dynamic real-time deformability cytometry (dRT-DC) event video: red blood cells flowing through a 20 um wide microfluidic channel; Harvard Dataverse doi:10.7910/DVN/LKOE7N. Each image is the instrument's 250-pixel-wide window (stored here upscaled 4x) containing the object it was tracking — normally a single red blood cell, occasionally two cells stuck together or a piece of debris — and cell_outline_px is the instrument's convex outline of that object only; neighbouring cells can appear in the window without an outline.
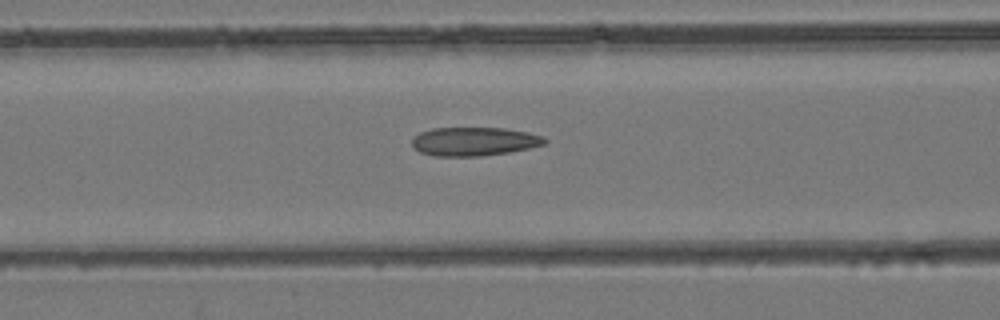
{"species": "common noctule bat (a hibernating species)", "species_latin": "Nyctalus noctula", "temperature_condition": "room temperature", "stored_images_in_passage": 48, "camera_frame_rate_fps": 3000, "um_per_image_px": 0.085, "animal": {"sex": "female", "body_mass_g": 24.6, "forearm_length_mm": 56.2}, "frame": {"image": 1, "passage_image": 20, "time_ms": 6.333, "image_size_px": [1000, 320], "cell_outline_px": [[548, 140], [544, 144], [528, 148], [508, 152], [480, 156], [436, 156], [420, 152], [412, 144], [412, 140], [420, 132], [432, 128], [504, 128], [528, 132], [544, 136]], "centroid_in_image_um": [40.32, 12.02], "position_along_channel_um": 126.3, "area_um2": 22.02}}
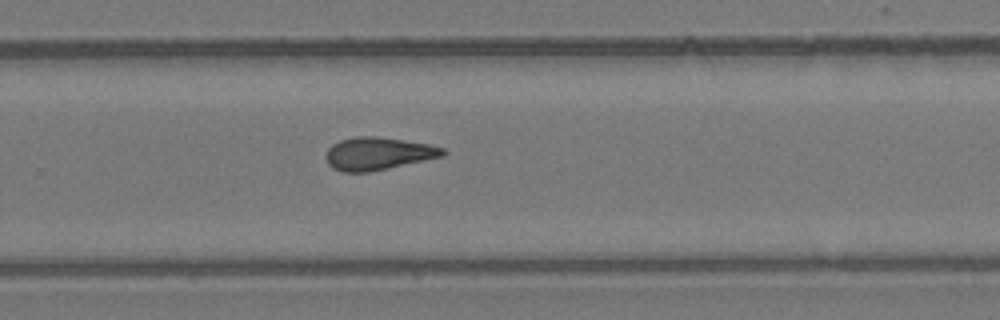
{"frame": {"image": 2, "passage_image": 32, "time_ms": 10.333, "image_size_px": [1000, 320], "cell_outline_px": [[448, 152], [444, 156], [388, 168], [368, 172], [340, 172], [332, 168], [328, 164], [324, 156], [328, 148], [332, 144], [340, 140], [356, 136], [376, 136], [428, 144], [444, 148]], "centroid_in_image_um": [32.1, 13.06], "position_along_channel_um": 297.7, "area_um2": 22.37}}
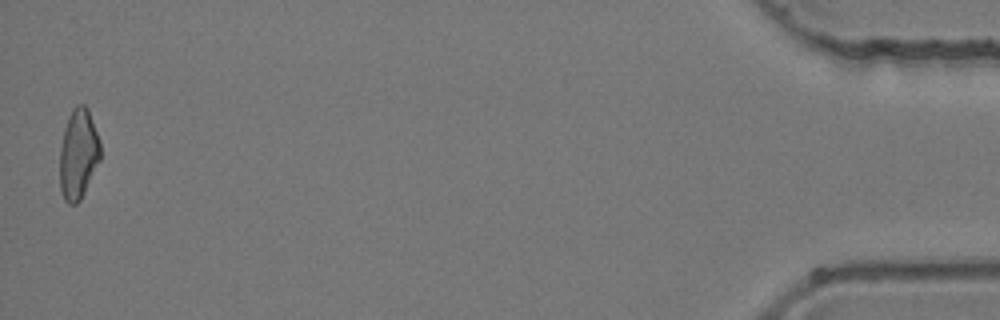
{"frame": {"image": 3, "passage_image": 48, "time_ms": 15.667, "image_size_px": [1000, 320], "cell_outline_px": [[100, 160], [80, 200], [76, 204], [68, 204], [64, 200], [60, 188], [60, 148], [64, 128], [68, 116], [72, 108], [76, 104], [84, 104], [88, 108], [100, 140]], "centroid_in_image_um": [6.65, 13.07], "position_along_channel_um": 428.5, "area_um2": 21.44}}